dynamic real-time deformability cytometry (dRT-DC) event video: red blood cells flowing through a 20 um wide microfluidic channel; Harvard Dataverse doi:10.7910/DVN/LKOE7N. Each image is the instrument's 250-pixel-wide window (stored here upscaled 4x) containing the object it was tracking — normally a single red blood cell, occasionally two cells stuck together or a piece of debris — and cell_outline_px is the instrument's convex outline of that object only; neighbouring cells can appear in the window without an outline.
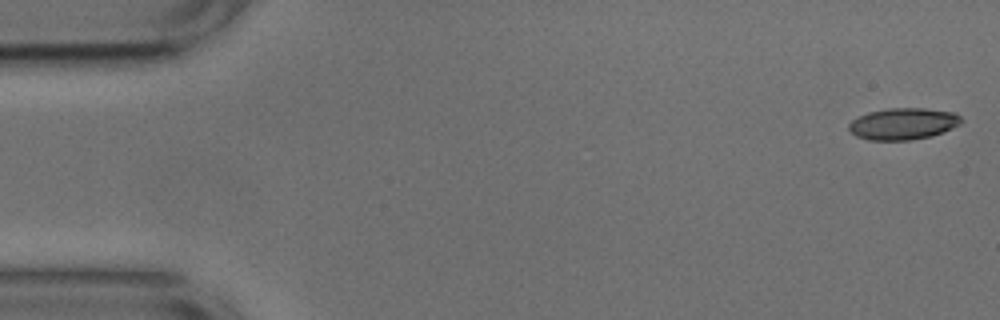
{"species": "common noctule bat (a hibernating species)", "species_latin": "Nyctalus noctula", "temperature_condition": "cold", "stored_images_in_passage": 43, "camera_frame_rate_fps": 3000, "um_per_image_px": 0.085, "animal": {"sex": "male", "body_mass_g": 17.9, "forearm_length_mm": 54.2}, "frame": {"image": 1, "passage_image": 1, "time_ms": 0.0, "image_size_px": [1000, 320], "cell_outline_px": [[964, 120], [960, 124], [944, 132], [932, 136], [912, 140], [868, 140], [856, 136], [848, 128], [848, 124], [852, 120], [868, 112], [888, 108], [924, 108], [956, 112]], "centroid_in_image_um": [76.8, 10.52], "position_along_channel_um": 8.2, "area_um2": 20.92}}
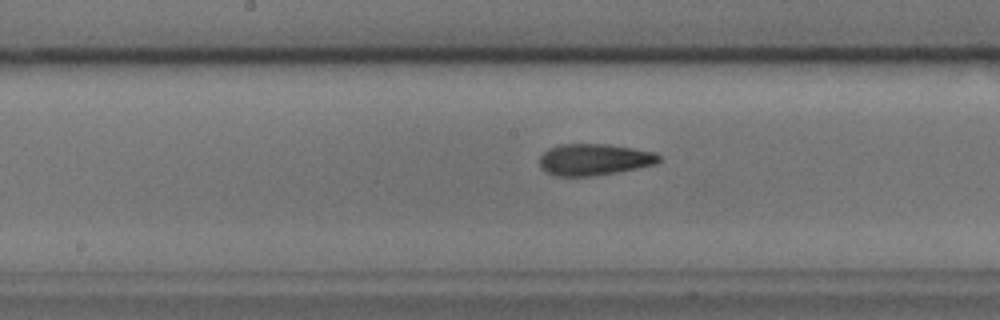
{"frame": {"image": 2, "passage_image": 26, "time_ms": 8.333, "image_size_px": [1000, 320], "cell_outline_px": [[660, 160], [656, 164], [616, 172], [592, 176], [556, 176], [540, 168], [540, 156], [548, 148], [560, 144], [608, 144], [656, 152], [660, 156]], "centroid_in_image_um": [50.5, 13.55], "position_along_channel_um": 197.7, "area_um2": 21.91}}
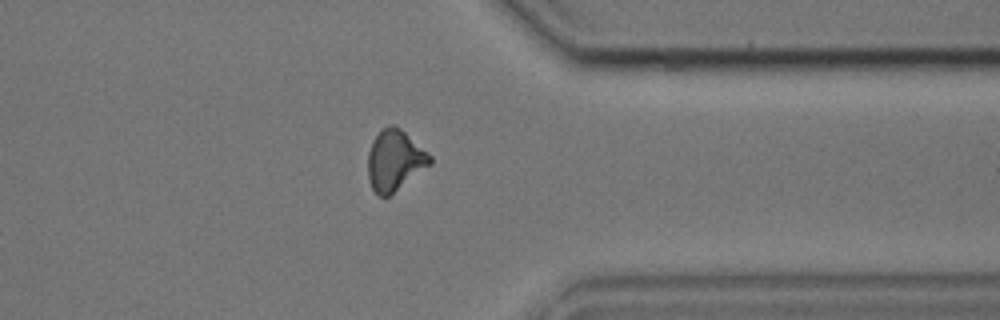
{"frame": {"image": 3, "passage_image": 41, "time_ms": 13.333, "image_size_px": [1000, 320], "cell_outline_px": [[432, 164], [388, 196], [380, 196], [372, 188], [368, 180], [368, 152], [372, 140], [388, 124], [392, 124], [400, 128], [428, 152], [432, 156]], "centroid_in_image_um": [33.56, 13.62], "position_along_channel_um": 377.8, "area_um2": 21.85}}